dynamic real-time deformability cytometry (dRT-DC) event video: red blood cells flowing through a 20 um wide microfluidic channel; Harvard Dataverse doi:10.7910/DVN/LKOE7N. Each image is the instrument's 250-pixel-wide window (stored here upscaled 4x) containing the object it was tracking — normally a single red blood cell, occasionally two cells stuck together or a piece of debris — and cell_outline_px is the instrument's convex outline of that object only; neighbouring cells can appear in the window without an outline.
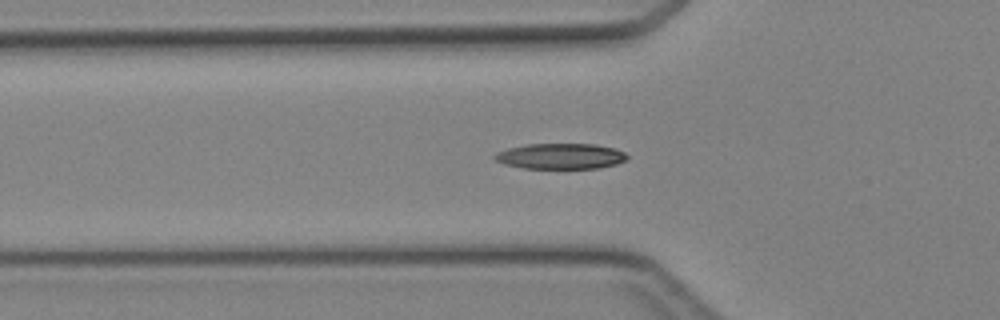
{"species": "Egyptian fruit bat (a non-hibernating species)", "species_latin": "Rousettus aegyptiacus", "temperature_condition": "cold", "stored_images_in_passage": 32, "camera_frame_rate_fps": 3000, "um_per_image_px": 0.085, "animal": {"sex": "female"}, "frame": {"image": 1, "passage_image": 11, "time_ms": 3.333, "image_size_px": [1000, 320], "cell_outline_px": [[628, 160], [616, 164], [600, 168], [524, 168], [504, 164], [496, 160], [492, 156], [496, 152], [508, 148], [524, 144], [596, 144], [616, 148], [624, 152], [628, 156]], "centroid_in_image_um": [47.67, 13.27], "position_along_channel_um": 78.1, "area_um2": 19.94}}
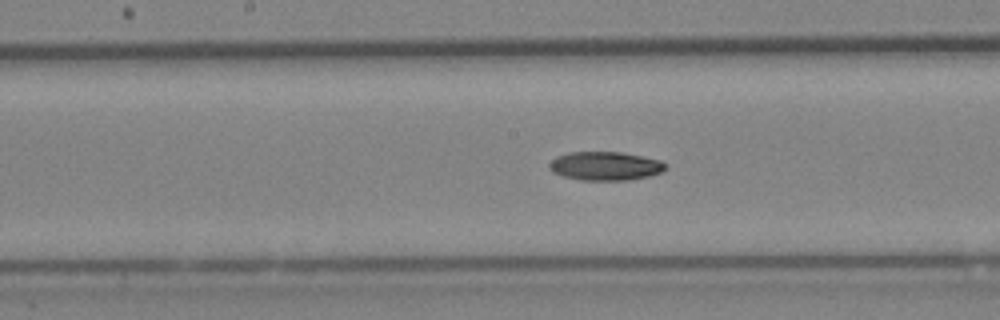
{"frame": {"image": 2, "passage_image": 19, "time_ms": 6.0, "image_size_px": [1000, 320], "cell_outline_px": [[668, 168], [664, 172], [648, 176], [628, 180], [580, 180], [564, 176], [552, 172], [548, 168], [548, 164], [556, 156], [568, 152], [620, 152], [660, 160], [668, 164]], "centroid_in_image_um": [51.46, 14.11], "position_along_channel_um": 196.7, "area_um2": 19.59}}
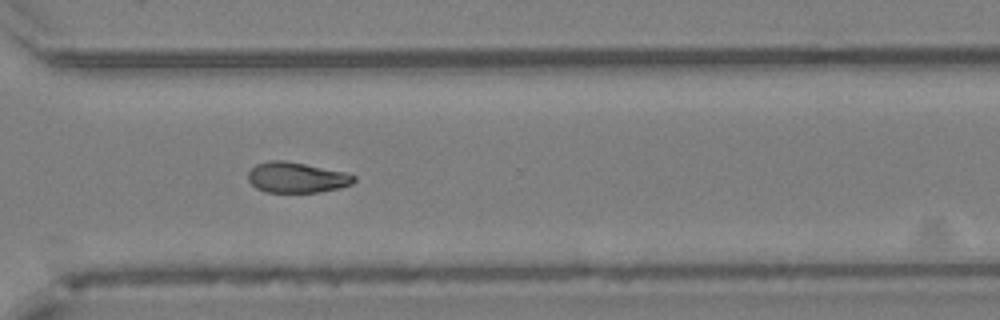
{"frame": {"image": 3, "passage_image": 29, "time_ms": 9.333, "image_size_px": [1000, 320], "cell_outline_px": [[356, 180], [352, 184], [340, 188], [320, 192], [264, 192], [256, 188], [248, 180], [248, 172], [256, 164], [272, 160], [284, 160], [344, 172], [356, 176]], "centroid_in_image_um": [25.21, 15.09], "position_along_channel_um": 345.4, "area_um2": 18.79}}